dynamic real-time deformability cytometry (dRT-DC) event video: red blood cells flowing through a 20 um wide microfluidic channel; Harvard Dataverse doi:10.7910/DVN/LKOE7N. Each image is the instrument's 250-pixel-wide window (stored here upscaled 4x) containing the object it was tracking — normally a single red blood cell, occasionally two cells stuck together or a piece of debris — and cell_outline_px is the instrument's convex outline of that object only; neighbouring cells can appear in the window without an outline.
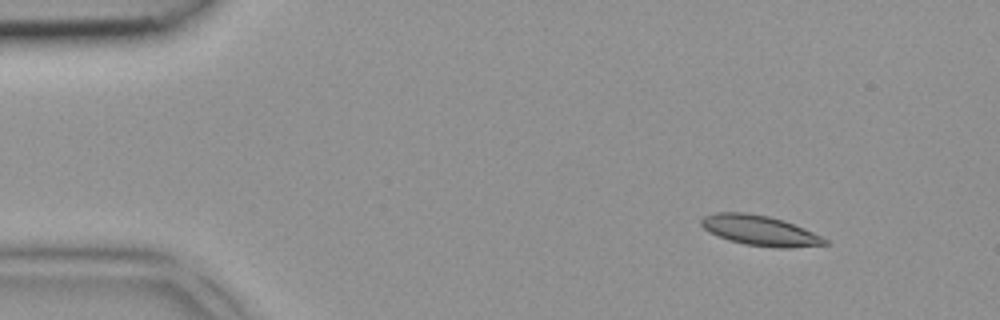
{"species": "common noctule bat (a hibernating species)", "species_latin": "Nyctalus noctula", "temperature_condition": "room temperature", "stored_images_in_passage": 3, "camera_frame_rate_fps": 3000, "um_per_image_px": 0.085, "animal": {"sex": "female", "body_mass_g": 18.4}, "frame": {"image": 1, "passage_image": 1, "time_ms": 0.0, "image_size_px": [1000, 320], "cell_outline_px": [[828, 244], [792, 248], [776, 248], [744, 244], [728, 240], [708, 232], [700, 224], [700, 220], [704, 216], [716, 212], [748, 212], [768, 216], [784, 220], [804, 228], [828, 240]], "centroid_in_image_um": [64.57, 19.59], "position_along_channel_um": 20.4, "area_um2": 21.85}}